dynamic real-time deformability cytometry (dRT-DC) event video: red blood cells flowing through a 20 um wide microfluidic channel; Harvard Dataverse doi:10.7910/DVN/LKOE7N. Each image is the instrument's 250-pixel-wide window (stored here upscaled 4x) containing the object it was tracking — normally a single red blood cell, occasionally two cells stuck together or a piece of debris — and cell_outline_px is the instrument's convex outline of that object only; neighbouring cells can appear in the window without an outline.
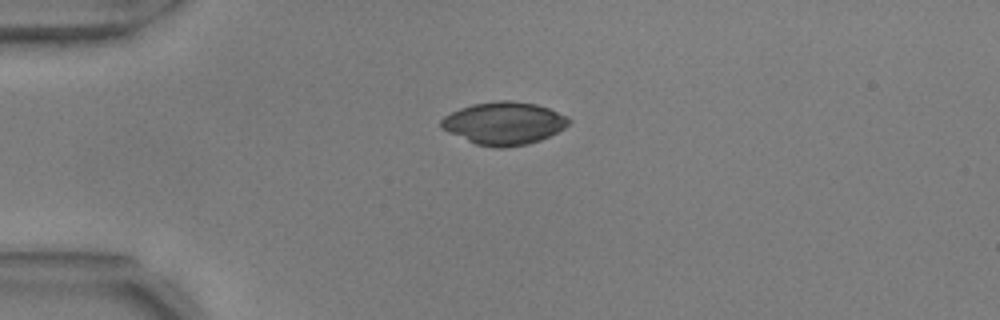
{"species": "common noctule bat (a hibernating species)", "species_latin": "Nyctalus noctula", "temperature_condition": "warm", "stored_images_in_passage": 12, "camera_frame_rate_fps": 3000, "um_per_image_px": 0.085, "animal": {"sex": "male", "body_mass_g": 17.9, "forearm_length_mm": 54.2}, "frame": {"image": 1, "passage_image": 1, "time_ms": 0.0, "image_size_px": [1000, 320], "cell_outline_px": [[572, 120], [564, 128], [540, 140], [528, 144], [504, 148], [496, 148], [476, 144], [448, 132], [440, 128], [440, 120], [444, 116], [460, 108], [472, 104], [500, 100], [508, 100], [536, 104], [548, 108]], "centroid_in_image_um": [42.8, 10.48], "position_along_channel_um": 42.2, "area_um2": 31.56}}
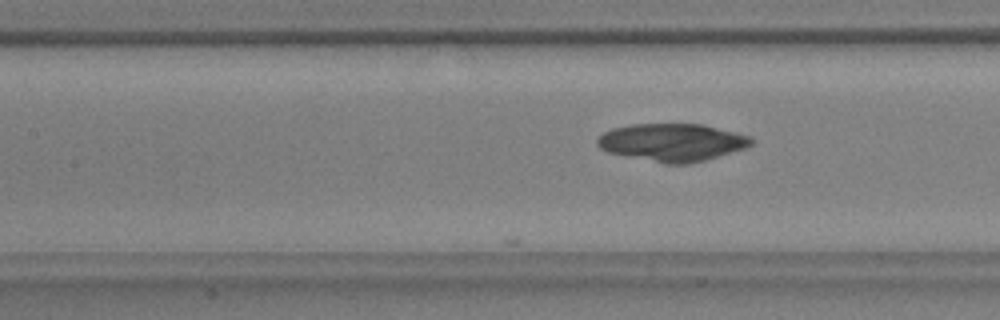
{"frame": {"image": 2, "passage_image": 12, "time_ms": 3.667, "image_size_px": [1000, 320], "cell_outline_px": [[752, 144], [744, 148], [704, 160], [688, 164], [664, 164], [608, 152], [600, 148], [596, 144], [596, 140], [604, 132], [612, 128], [632, 124], [704, 124], [752, 136]], "centroid_in_image_um": [57.12, 12.09], "position_along_channel_um": 150.3, "area_um2": 33.76}}